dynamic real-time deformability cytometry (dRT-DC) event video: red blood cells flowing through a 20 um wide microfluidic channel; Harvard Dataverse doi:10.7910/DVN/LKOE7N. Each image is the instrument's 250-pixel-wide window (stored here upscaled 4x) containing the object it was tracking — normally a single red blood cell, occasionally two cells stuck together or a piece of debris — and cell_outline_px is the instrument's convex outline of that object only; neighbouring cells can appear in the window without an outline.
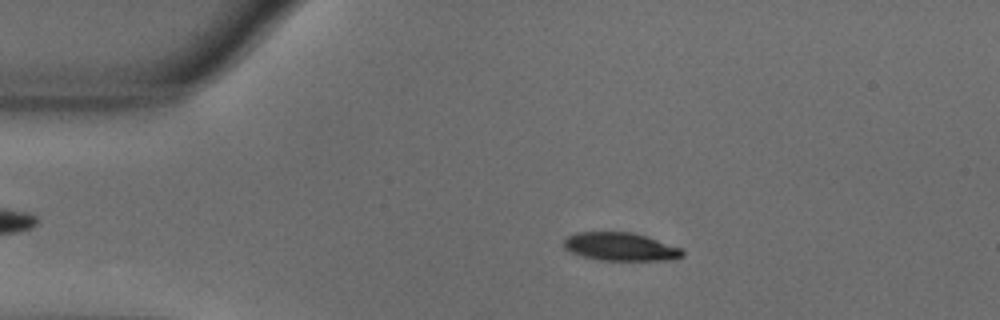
{"species": "common noctule bat (a hibernating species)", "species_latin": "Nyctalus noctula", "temperature_condition": "warm", "stored_images_in_passage": 46, "camera_frame_rate_fps": 3000, "um_per_image_px": 0.085, "animal": {"sex": "male", "body_mass_g": 18.8}, "frame": {"image": 1, "passage_image": 1, "time_ms": 0.0, "image_size_px": [1000, 320], "cell_outline_px": [[684, 256], [664, 260], [600, 260], [584, 256], [572, 252], [564, 248], [564, 240], [568, 236], [576, 232], [632, 232], [680, 248], [684, 252]], "centroid_in_image_um": [52.7, 20.97], "position_along_channel_um": 32.3, "area_um2": 19.07}}
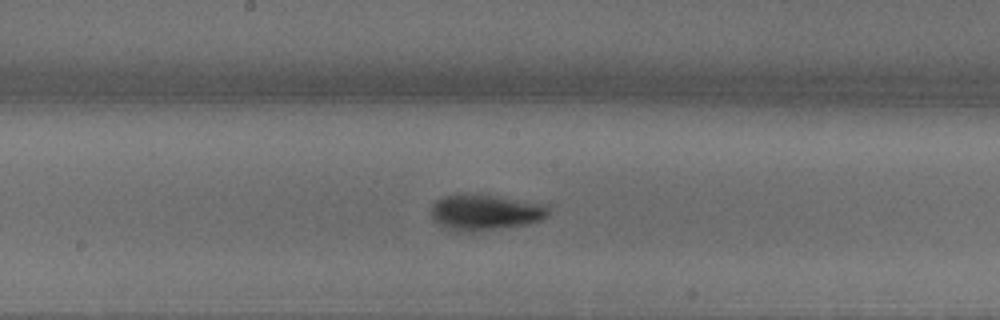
{"frame": {"image": 2, "passage_image": 19, "time_ms": 6.0, "image_size_px": [1000, 320], "cell_outline_px": [[548, 216], [540, 220], [524, 224], [500, 228], [464, 232], [452, 232], [440, 224], [432, 216], [432, 204], [436, 200], [444, 196], [500, 196], [548, 204]], "centroid_in_image_um": [41.28, 18.06], "position_along_channel_um": 206.9, "area_um2": 23.93}}
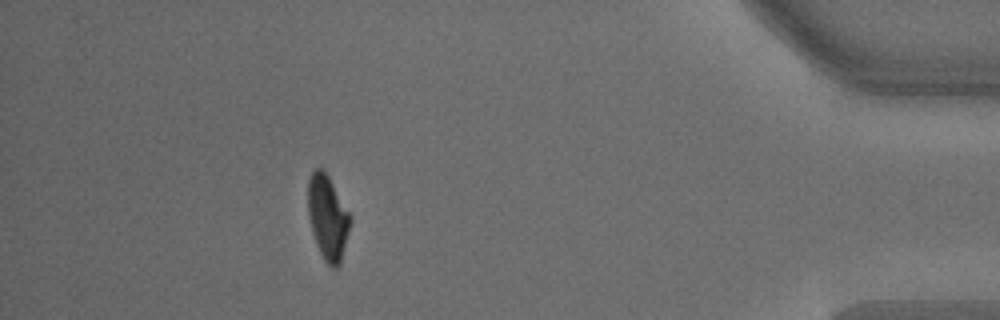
{"frame": {"image": 3, "passage_image": 40, "time_ms": 13.0, "image_size_px": [1000, 320], "cell_outline_px": [[352, 220], [340, 264], [336, 268], [332, 268], [324, 260], [320, 252], [312, 232], [308, 212], [308, 180], [312, 172], [316, 168], [324, 168], [352, 216]], "centroid_in_image_um": [27.87, 18.46], "position_along_channel_um": 407.3, "area_um2": 20.92}, "authors_computed_cell_mechanics": {"area_um2": 22.4842, "velocity_mm_per_s": 3.6217, "shape_relaxation_time_tau1_ms": 3.3405, "shape_relaxation_time_tau2_ms": null, "deformation_change_tau1": 0.2092, "deformation_change_tau2": null}}